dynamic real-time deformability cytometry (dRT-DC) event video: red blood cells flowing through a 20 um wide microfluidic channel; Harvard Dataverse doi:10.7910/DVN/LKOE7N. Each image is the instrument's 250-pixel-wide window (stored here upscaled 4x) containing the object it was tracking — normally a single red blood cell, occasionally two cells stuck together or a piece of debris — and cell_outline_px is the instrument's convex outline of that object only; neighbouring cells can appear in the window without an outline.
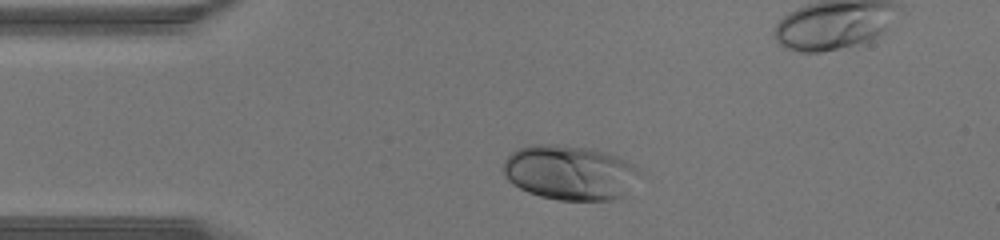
{"species": "human", "species_latin": "Homo sapiens", "temperature_condition": "warm", "stored_images_in_passage": 30, "camera_frame_rate_fps": 3000, "um_per_image_px": 0.085, "donor": {"sex": "male"}, "frame": {"image": 1, "passage_image": 4, "time_ms": 1.0, "image_size_px": [1000, 240], "cell_outline_px": [[640, 168], [624, 196], [612, 200], [560, 200], [540, 196], [528, 192], [520, 188], [508, 180], [504, 176], [504, 160], [516, 148], [532, 144], [556, 144], [588, 148], [608, 152]], "centroid_in_image_um": [48.38, 14.66], "position_along_channel_um": 36.6, "area_um2": 43.23}}
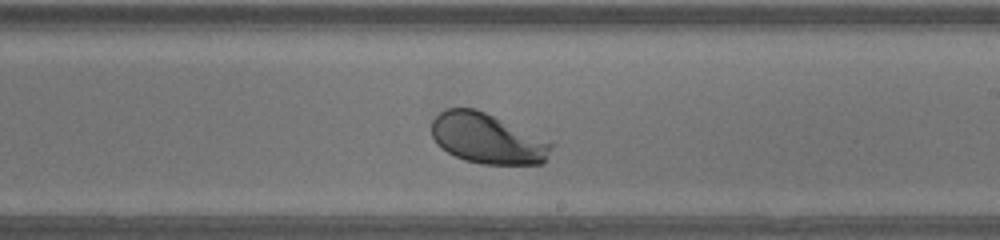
{"frame": {"image": 2, "passage_image": 20, "time_ms": 6.333, "image_size_px": [1000, 240], "cell_outline_px": [[556, 144], [544, 164], [480, 164], [464, 160], [448, 152], [436, 144], [432, 136], [432, 120], [444, 108], [472, 108], [484, 112]], "centroid_in_image_um": [41.43, 11.8], "position_along_channel_um": 247.6, "area_um2": 34.97}}
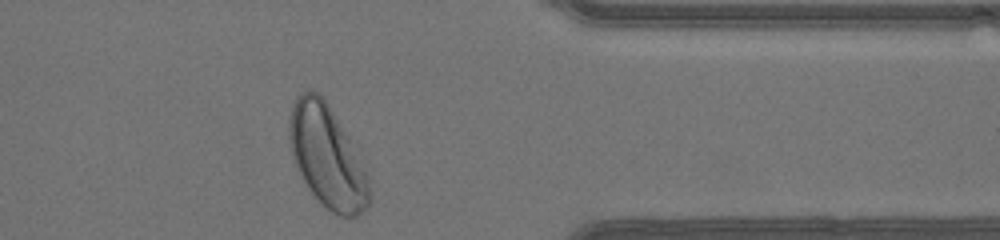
{"frame": {"image": 3, "passage_image": 30, "time_ms": 9.667, "image_size_px": [1000, 240], "cell_outline_px": [[372, 200], [356, 216], [340, 216], [332, 212], [308, 188], [300, 176], [296, 168], [292, 156], [288, 140], [288, 120], [292, 104], [296, 96], [300, 92], [316, 92], [328, 104], [348, 136], [364, 168], [368, 180], [372, 196]], "centroid_in_image_um": [27.77, 13.3], "position_along_channel_um": 383.6, "area_um2": 47.16}}